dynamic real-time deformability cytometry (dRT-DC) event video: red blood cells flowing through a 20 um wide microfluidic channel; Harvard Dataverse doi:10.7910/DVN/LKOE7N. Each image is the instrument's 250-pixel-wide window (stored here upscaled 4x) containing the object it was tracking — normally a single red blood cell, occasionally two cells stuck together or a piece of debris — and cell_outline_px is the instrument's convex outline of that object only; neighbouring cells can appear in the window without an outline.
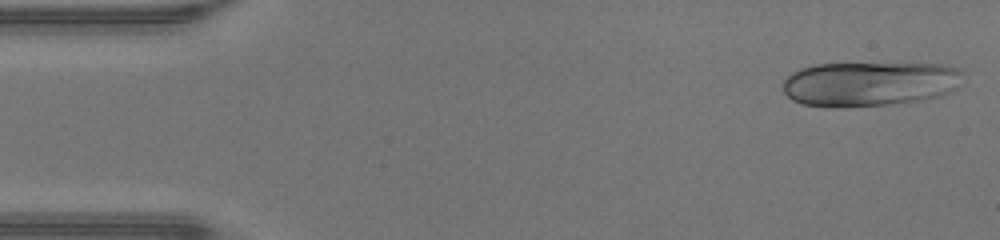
{"species": "human", "species_latin": "Homo sapiens", "temperature_condition": "warm", "stored_images_in_passage": 45, "camera_frame_rate_fps": 3000, "um_per_image_px": 0.085, "donor": {"sex": "male"}, "frame": {"image": 1, "passage_image": 1, "time_ms": 0.0, "image_size_px": [1000, 240], "cell_outline_px": [[964, 84], [940, 96], [924, 100], [888, 104], [840, 108], [828, 108], [800, 104], [792, 100], [784, 92], [784, 80], [792, 72], [800, 68], [816, 64], [940, 64], [960, 68], [964, 72]], "centroid_in_image_um": [73.95, 7.14], "position_along_channel_um": 11.0, "area_um2": 47.51}}
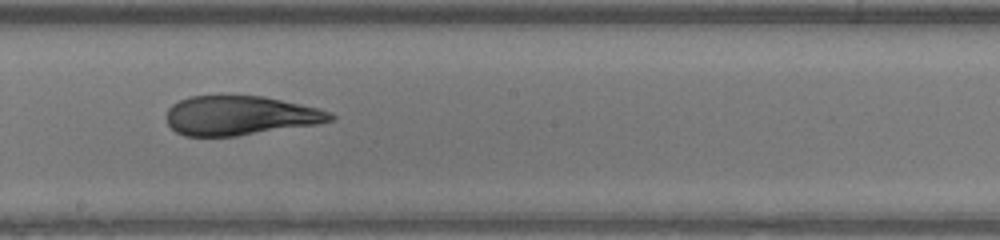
{"frame": {"image": 2, "passage_image": 24, "time_ms": 7.667, "image_size_px": [1000, 240], "cell_outline_px": [[336, 116], [332, 120], [320, 124], [236, 136], [184, 136], [176, 132], [168, 124], [168, 108], [172, 104], [188, 96], [264, 96], [320, 108], [332, 112]], "centroid_in_image_um": [20.46, 9.82], "position_along_channel_um": 227.7, "area_um2": 37.69}}
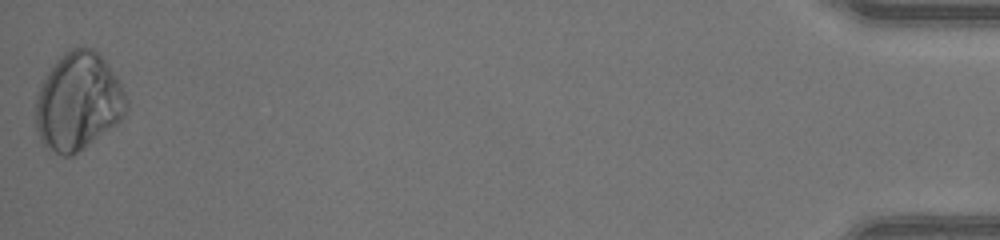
{"frame": {"image": 3, "passage_image": 45, "time_ms": 14.667, "image_size_px": [1000, 240], "cell_outline_px": [[128, 108], [124, 116], [116, 124], [84, 148], [72, 156], [64, 156], [44, 148], [40, 140], [36, 128], [36, 96], [40, 84], [56, 60], [64, 52], [72, 48], [92, 48], [104, 60], [120, 84], [128, 100]], "centroid_in_image_um": [6.62, 8.67], "position_along_channel_um": 428.6, "area_um2": 51.5}, "authors_computed_cell_mechanics": {"area_um2": 41.6738, "velocity_mm_per_s": 4.3807, "shape_relaxation_time_tau1_ms": null, "shape_relaxation_time_tau2_ms": 0.8387, "deformation_change_tau1": null, "deformation_change_tau2": 0.0396}}